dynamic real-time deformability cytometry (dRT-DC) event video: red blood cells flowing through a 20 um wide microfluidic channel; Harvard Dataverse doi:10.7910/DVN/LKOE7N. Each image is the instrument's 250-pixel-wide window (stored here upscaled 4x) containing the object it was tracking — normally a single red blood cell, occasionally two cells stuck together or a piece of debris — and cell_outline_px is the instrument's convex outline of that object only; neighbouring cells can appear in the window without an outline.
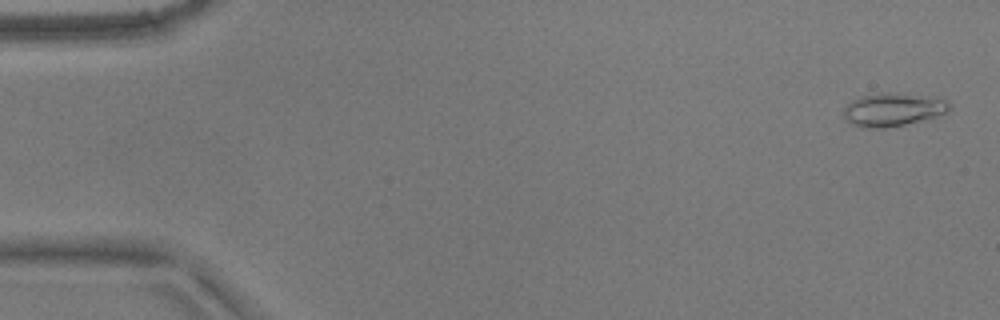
{"species": "common noctule bat (a hibernating species)", "species_latin": "Nyctalus noctula", "temperature_condition": "warm", "stored_images_in_passage": 55, "camera_frame_rate_fps": 3000, "um_per_image_px": 0.085, "animal": {"sex": "male", "body_mass_g": 17.9}, "frame": {"image": 1, "passage_image": 2, "time_ms": 0.333, "image_size_px": [1000, 320], "cell_outline_px": [[952, 108], [948, 112], [936, 116], [904, 124], [884, 128], [864, 128], [852, 124], [844, 120], [844, 108], [852, 100], [860, 96], [888, 92], [944, 100]], "centroid_in_image_um": [75.82, 9.34], "position_along_channel_um": 9.2, "area_um2": 19.94}}
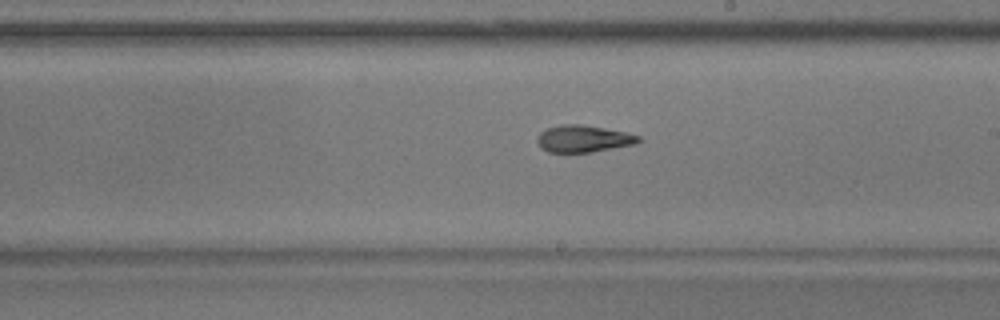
{"frame": {"image": 2, "passage_image": 31, "time_ms": 10.0, "image_size_px": [1000, 320], "cell_outline_px": [[640, 140], [636, 144], [592, 152], [548, 152], [540, 148], [536, 140], [536, 136], [540, 132], [548, 128], [560, 124], [580, 124], [604, 128], [624, 132], [640, 136]], "centroid_in_image_um": [49.55, 11.79], "position_along_channel_um": 239.5, "area_um2": 15.95}}
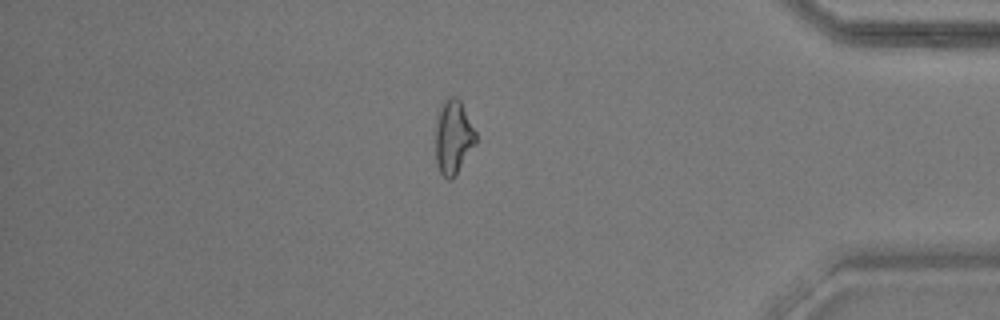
{"frame": {"image": 3, "passage_image": 46, "time_ms": 15.0, "image_size_px": [1000, 320], "cell_outline_px": [[476, 144], [452, 180], [448, 180], [440, 172], [436, 164], [436, 120], [440, 108], [448, 96], [456, 96], [460, 100], [476, 132]], "centroid_in_image_um": [38.53, 11.66], "position_along_channel_um": 396.7, "area_um2": 17.34}}